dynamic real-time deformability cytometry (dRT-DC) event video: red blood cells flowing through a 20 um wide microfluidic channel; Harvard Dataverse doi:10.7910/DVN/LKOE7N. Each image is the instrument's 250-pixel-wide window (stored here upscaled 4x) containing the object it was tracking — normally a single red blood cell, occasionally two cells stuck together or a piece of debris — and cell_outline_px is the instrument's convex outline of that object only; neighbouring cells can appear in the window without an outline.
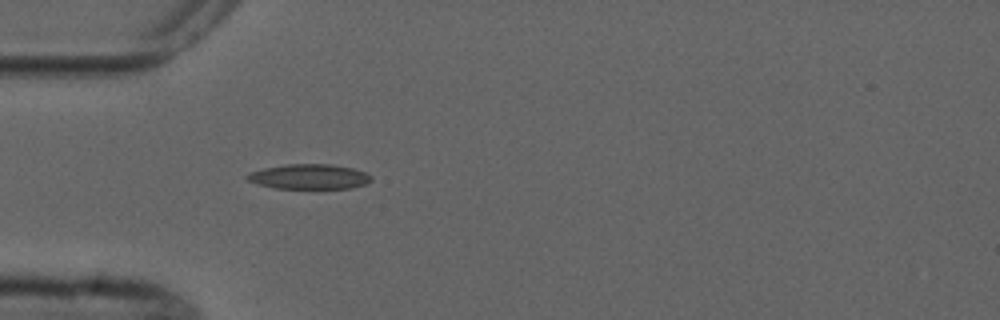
{"species": "common noctule bat (a hibernating species)", "species_latin": "Nyctalus noctula", "temperature_condition": "cold", "stored_images_in_passage": 2, "camera_frame_rate_fps": 3000, "um_per_image_px": 0.085, "animal": {"sex": "male", "forearm_length_mm": 52.5}, "frame": {"image": 1, "passage_image": 2, "time_ms": 1.0, "image_size_px": [1000, 320], "cell_outline_px": [[372, 180], [364, 184], [352, 188], [276, 188], [260, 184], [248, 180], [244, 176], [252, 172], [264, 168], [288, 164], [328, 164], [352, 168], [364, 172], [372, 176]], "centroid_in_image_um": [26.31, 15.01], "position_along_channel_um": 58.7, "area_um2": 17.74}}